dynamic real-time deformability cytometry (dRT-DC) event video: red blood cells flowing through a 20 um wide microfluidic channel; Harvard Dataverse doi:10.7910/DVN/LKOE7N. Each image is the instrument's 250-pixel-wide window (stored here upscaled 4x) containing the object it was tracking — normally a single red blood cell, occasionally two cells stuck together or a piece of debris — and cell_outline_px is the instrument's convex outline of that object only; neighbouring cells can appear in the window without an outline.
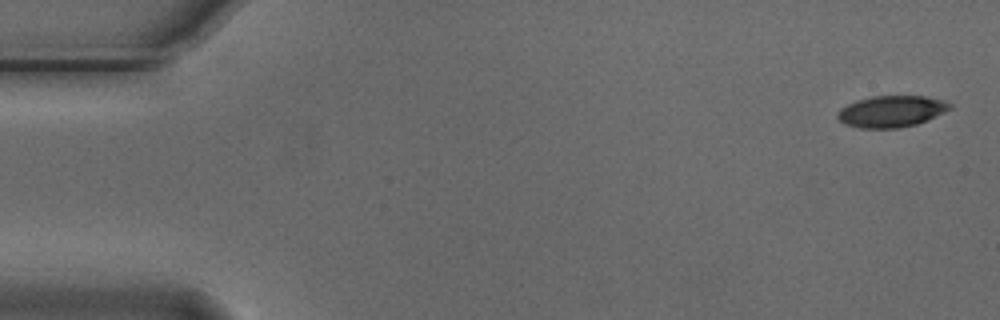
{"species": "Egyptian fruit bat (a non-hibernating species)", "species_latin": "Rousettus aegyptiacus", "temperature_condition": "cold", "stored_images_in_passage": 4, "camera_frame_rate_fps": 3000, "um_per_image_px": 0.085, "animal": {"sex": "male"}, "frame": {"image": 1, "passage_image": 1, "time_ms": 0.0, "image_size_px": [1000, 320], "cell_outline_px": [[952, 108], [928, 120], [916, 124], [896, 128], [860, 128], [844, 124], [836, 116], [840, 108], [856, 100], [872, 96], [924, 96], [944, 100], [952, 104]], "centroid_in_image_um": [75.77, 9.46], "position_along_channel_um": 9.2, "area_um2": 20.63}}